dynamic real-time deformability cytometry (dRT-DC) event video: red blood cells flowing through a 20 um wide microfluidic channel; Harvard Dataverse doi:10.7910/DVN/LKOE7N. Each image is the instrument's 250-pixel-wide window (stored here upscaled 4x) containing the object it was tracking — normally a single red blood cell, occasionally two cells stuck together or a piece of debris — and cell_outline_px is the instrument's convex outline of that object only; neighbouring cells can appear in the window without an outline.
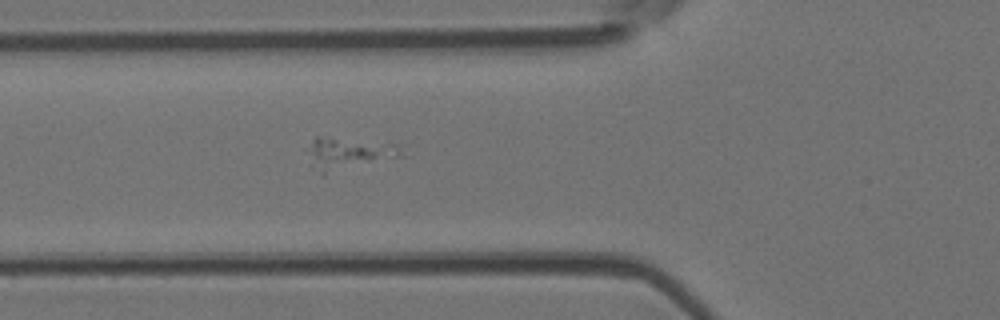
{"species": "Egyptian fruit bat (a non-hibernating species)", "species_latin": "Rousettus aegyptiacus", "temperature_condition": "room temperature", "stored_images_in_passage": 46, "camera_frame_rate_fps": 3000, "um_per_image_px": 0.085, "animal": {"sex": "female"}, "frame": {"image": 1, "passage_image": 13, "time_ms": 4.0, "image_size_px": [1000, 320], "cell_outline_px": [[404, 156], [324, 176], [320, 172], [312, 148], [312, 140], [316, 136], [320, 136], [396, 144], [400, 148]], "centroid_in_image_um": [29.79, 13.06], "position_along_channel_um": 96.0, "area_um2": 16.82}}
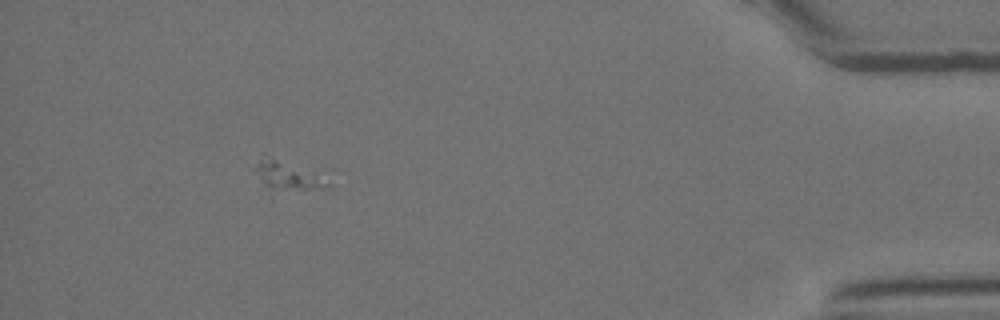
{"frame": {"image": 2, "passage_image": 42, "time_ms": 13.667, "image_size_px": [1000, 320], "cell_outline_px": [[332, 184], [272, 200], [264, 180], [260, 168], [260, 160], [276, 160], [324, 168]], "centroid_in_image_um": [24.79, 15.12], "position_along_channel_um": 410.4, "area_um2": 13.7}}